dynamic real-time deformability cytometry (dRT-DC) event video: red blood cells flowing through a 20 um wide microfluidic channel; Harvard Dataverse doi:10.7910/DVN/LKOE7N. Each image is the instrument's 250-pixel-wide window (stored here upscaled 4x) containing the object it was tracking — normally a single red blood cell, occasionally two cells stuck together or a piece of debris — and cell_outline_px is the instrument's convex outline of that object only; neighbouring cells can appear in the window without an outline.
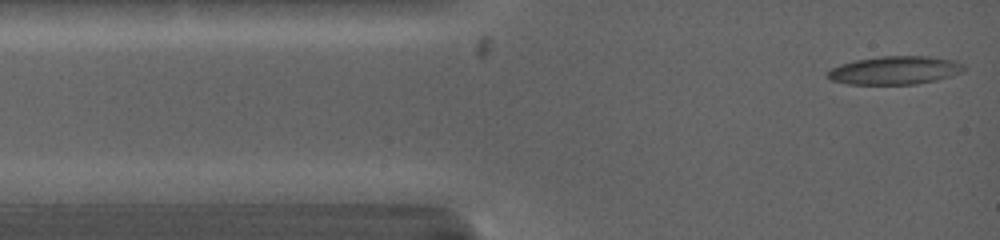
{"species": "common noctule bat (a hibernating species)", "species_latin": "Nyctalus noctula", "temperature_condition": "warm", "stored_images_in_passage": 3, "camera_frame_rate_fps": 5000, "um_per_image_px": 0.085, "animal": {"sex": "female", "body_mass_g": 19.0, "forearm_length_mm": 53.3}, "frame": {"image": 1, "passage_image": 3, "time_ms": 0.8, "image_size_px": [1000, 240], "cell_outline_px": [[964, 72], [936, 80], [916, 84], [848, 84], [832, 80], [824, 72], [840, 64], [856, 60], [880, 56], [928, 56], [956, 60], [964, 64]], "centroid_in_image_um": [76.08, 5.97], "position_along_channel_um": 8.9, "area_um2": 22.54}}